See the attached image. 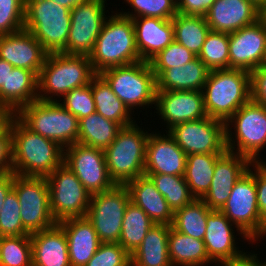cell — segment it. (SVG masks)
<instances>
[{"instance_id": "cell-1", "label": "cell", "mask_w": 266, "mask_h": 266, "mask_svg": "<svg viewBox=\"0 0 266 266\" xmlns=\"http://www.w3.org/2000/svg\"><path fill=\"white\" fill-rule=\"evenodd\" d=\"M13 173L47 177L64 160V148L29 129L16 115L11 119Z\"/></svg>"}, {"instance_id": "cell-2", "label": "cell", "mask_w": 266, "mask_h": 266, "mask_svg": "<svg viewBox=\"0 0 266 266\" xmlns=\"http://www.w3.org/2000/svg\"><path fill=\"white\" fill-rule=\"evenodd\" d=\"M109 17V18H108ZM89 55L96 74L141 61L132 19L121 13L108 16Z\"/></svg>"}, {"instance_id": "cell-3", "label": "cell", "mask_w": 266, "mask_h": 266, "mask_svg": "<svg viewBox=\"0 0 266 266\" xmlns=\"http://www.w3.org/2000/svg\"><path fill=\"white\" fill-rule=\"evenodd\" d=\"M95 75L89 56L64 53L47 54L38 75V99L59 101L55 96L63 97L75 88L90 84Z\"/></svg>"}, {"instance_id": "cell-4", "label": "cell", "mask_w": 266, "mask_h": 266, "mask_svg": "<svg viewBox=\"0 0 266 266\" xmlns=\"http://www.w3.org/2000/svg\"><path fill=\"white\" fill-rule=\"evenodd\" d=\"M202 93L207 115L226 122L251 99L250 72L241 69L209 71Z\"/></svg>"}, {"instance_id": "cell-5", "label": "cell", "mask_w": 266, "mask_h": 266, "mask_svg": "<svg viewBox=\"0 0 266 266\" xmlns=\"http://www.w3.org/2000/svg\"><path fill=\"white\" fill-rule=\"evenodd\" d=\"M148 131L137 124L122 127L115 140L104 149L108 175L115 185H126L144 175Z\"/></svg>"}, {"instance_id": "cell-6", "label": "cell", "mask_w": 266, "mask_h": 266, "mask_svg": "<svg viewBox=\"0 0 266 266\" xmlns=\"http://www.w3.org/2000/svg\"><path fill=\"white\" fill-rule=\"evenodd\" d=\"M70 26L69 8L52 0H25L24 29L48 54L62 53L66 49Z\"/></svg>"}, {"instance_id": "cell-7", "label": "cell", "mask_w": 266, "mask_h": 266, "mask_svg": "<svg viewBox=\"0 0 266 266\" xmlns=\"http://www.w3.org/2000/svg\"><path fill=\"white\" fill-rule=\"evenodd\" d=\"M59 101L37 99L23 106L15 115L32 131L57 142L62 148L77 143L78 118Z\"/></svg>"}, {"instance_id": "cell-8", "label": "cell", "mask_w": 266, "mask_h": 266, "mask_svg": "<svg viewBox=\"0 0 266 266\" xmlns=\"http://www.w3.org/2000/svg\"><path fill=\"white\" fill-rule=\"evenodd\" d=\"M100 75L130 112L136 107L156 104L157 82L149 62L112 67Z\"/></svg>"}, {"instance_id": "cell-9", "label": "cell", "mask_w": 266, "mask_h": 266, "mask_svg": "<svg viewBox=\"0 0 266 266\" xmlns=\"http://www.w3.org/2000/svg\"><path fill=\"white\" fill-rule=\"evenodd\" d=\"M229 123L234 126V137ZM225 124L227 151L243 155L252 162L260 161L258 155L263 147L266 148V107L250 99Z\"/></svg>"}, {"instance_id": "cell-10", "label": "cell", "mask_w": 266, "mask_h": 266, "mask_svg": "<svg viewBox=\"0 0 266 266\" xmlns=\"http://www.w3.org/2000/svg\"><path fill=\"white\" fill-rule=\"evenodd\" d=\"M51 213L58 223L68 218L86 217L91 194L64 163L46 177Z\"/></svg>"}, {"instance_id": "cell-11", "label": "cell", "mask_w": 266, "mask_h": 266, "mask_svg": "<svg viewBox=\"0 0 266 266\" xmlns=\"http://www.w3.org/2000/svg\"><path fill=\"white\" fill-rule=\"evenodd\" d=\"M252 167L235 183L230 197L220 209L251 242L262 238V219L258 210L255 184V162Z\"/></svg>"}, {"instance_id": "cell-12", "label": "cell", "mask_w": 266, "mask_h": 266, "mask_svg": "<svg viewBox=\"0 0 266 266\" xmlns=\"http://www.w3.org/2000/svg\"><path fill=\"white\" fill-rule=\"evenodd\" d=\"M21 206L23 227L30 233L48 229L57 222L51 209L46 177L14 174L13 188Z\"/></svg>"}, {"instance_id": "cell-13", "label": "cell", "mask_w": 266, "mask_h": 266, "mask_svg": "<svg viewBox=\"0 0 266 266\" xmlns=\"http://www.w3.org/2000/svg\"><path fill=\"white\" fill-rule=\"evenodd\" d=\"M125 185L91 195L86 218L92 223L101 243H118L125 210L130 202Z\"/></svg>"}, {"instance_id": "cell-14", "label": "cell", "mask_w": 266, "mask_h": 266, "mask_svg": "<svg viewBox=\"0 0 266 266\" xmlns=\"http://www.w3.org/2000/svg\"><path fill=\"white\" fill-rule=\"evenodd\" d=\"M166 132L186 155L227 151L225 122L209 116L175 125Z\"/></svg>"}, {"instance_id": "cell-15", "label": "cell", "mask_w": 266, "mask_h": 266, "mask_svg": "<svg viewBox=\"0 0 266 266\" xmlns=\"http://www.w3.org/2000/svg\"><path fill=\"white\" fill-rule=\"evenodd\" d=\"M106 0H86L70 10L71 26L66 49L71 55L89 56L107 19Z\"/></svg>"}, {"instance_id": "cell-16", "label": "cell", "mask_w": 266, "mask_h": 266, "mask_svg": "<svg viewBox=\"0 0 266 266\" xmlns=\"http://www.w3.org/2000/svg\"><path fill=\"white\" fill-rule=\"evenodd\" d=\"M63 163L91 194L111 190L115 184L108 175L104 150L79 143L64 148Z\"/></svg>"}, {"instance_id": "cell-17", "label": "cell", "mask_w": 266, "mask_h": 266, "mask_svg": "<svg viewBox=\"0 0 266 266\" xmlns=\"http://www.w3.org/2000/svg\"><path fill=\"white\" fill-rule=\"evenodd\" d=\"M232 224L220 210H212L207 216V229L203 241L209 259L218 266H234L251 256L236 247L234 227L245 240H251Z\"/></svg>"}, {"instance_id": "cell-18", "label": "cell", "mask_w": 266, "mask_h": 266, "mask_svg": "<svg viewBox=\"0 0 266 266\" xmlns=\"http://www.w3.org/2000/svg\"><path fill=\"white\" fill-rule=\"evenodd\" d=\"M265 54L266 20L263 17L229 34V69L251 73L261 66Z\"/></svg>"}, {"instance_id": "cell-19", "label": "cell", "mask_w": 266, "mask_h": 266, "mask_svg": "<svg viewBox=\"0 0 266 266\" xmlns=\"http://www.w3.org/2000/svg\"><path fill=\"white\" fill-rule=\"evenodd\" d=\"M156 110L167 128L207 117L202 91H156Z\"/></svg>"}, {"instance_id": "cell-20", "label": "cell", "mask_w": 266, "mask_h": 266, "mask_svg": "<svg viewBox=\"0 0 266 266\" xmlns=\"http://www.w3.org/2000/svg\"><path fill=\"white\" fill-rule=\"evenodd\" d=\"M252 161L226 151L215 164L208 192L201 198L211 210H220L230 197L235 183L249 170Z\"/></svg>"}, {"instance_id": "cell-21", "label": "cell", "mask_w": 266, "mask_h": 266, "mask_svg": "<svg viewBox=\"0 0 266 266\" xmlns=\"http://www.w3.org/2000/svg\"><path fill=\"white\" fill-rule=\"evenodd\" d=\"M149 133L146 143L144 174L184 176L187 155L168 132Z\"/></svg>"}, {"instance_id": "cell-22", "label": "cell", "mask_w": 266, "mask_h": 266, "mask_svg": "<svg viewBox=\"0 0 266 266\" xmlns=\"http://www.w3.org/2000/svg\"><path fill=\"white\" fill-rule=\"evenodd\" d=\"M47 54L42 44L25 29L0 35V59L13 67L28 69L39 75Z\"/></svg>"}, {"instance_id": "cell-23", "label": "cell", "mask_w": 266, "mask_h": 266, "mask_svg": "<svg viewBox=\"0 0 266 266\" xmlns=\"http://www.w3.org/2000/svg\"><path fill=\"white\" fill-rule=\"evenodd\" d=\"M204 17L210 30L231 34L255 23L262 11L249 0H216Z\"/></svg>"}, {"instance_id": "cell-24", "label": "cell", "mask_w": 266, "mask_h": 266, "mask_svg": "<svg viewBox=\"0 0 266 266\" xmlns=\"http://www.w3.org/2000/svg\"><path fill=\"white\" fill-rule=\"evenodd\" d=\"M132 22L141 61L149 62L174 41V27L171 19L138 17L133 18Z\"/></svg>"}, {"instance_id": "cell-25", "label": "cell", "mask_w": 266, "mask_h": 266, "mask_svg": "<svg viewBox=\"0 0 266 266\" xmlns=\"http://www.w3.org/2000/svg\"><path fill=\"white\" fill-rule=\"evenodd\" d=\"M58 224L66 234L70 265L85 266L101 244L92 223L86 217H77Z\"/></svg>"}, {"instance_id": "cell-26", "label": "cell", "mask_w": 266, "mask_h": 266, "mask_svg": "<svg viewBox=\"0 0 266 266\" xmlns=\"http://www.w3.org/2000/svg\"><path fill=\"white\" fill-rule=\"evenodd\" d=\"M30 235L32 266H71L66 234L58 223Z\"/></svg>"}, {"instance_id": "cell-27", "label": "cell", "mask_w": 266, "mask_h": 266, "mask_svg": "<svg viewBox=\"0 0 266 266\" xmlns=\"http://www.w3.org/2000/svg\"><path fill=\"white\" fill-rule=\"evenodd\" d=\"M125 186L131 202L139 206L155 224H172L174 212L149 176H139Z\"/></svg>"}, {"instance_id": "cell-28", "label": "cell", "mask_w": 266, "mask_h": 266, "mask_svg": "<svg viewBox=\"0 0 266 266\" xmlns=\"http://www.w3.org/2000/svg\"><path fill=\"white\" fill-rule=\"evenodd\" d=\"M209 69L196 57L182 67L165 69L157 78V91H202Z\"/></svg>"}, {"instance_id": "cell-29", "label": "cell", "mask_w": 266, "mask_h": 266, "mask_svg": "<svg viewBox=\"0 0 266 266\" xmlns=\"http://www.w3.org/2000/svg\"><path fill=\"white\" fill-rule=\"evenodd\" d=\"M171 225L155 224L131 254V266H172L168 255Z\"/></svg>"}, {"instance_id": "cell-30", "label": "cell", "mask_w": 266, "mask_h": 266, "mask_svg": "<svg viewBox=\"0 0 266 266\" xmlns=\"http://www.w3.org/2000/svg\"><path fill=\"white\" fill-rule=\"evenodd\" d=\"M168 255L172 266H204L212 263L203 240L195 239L170 227Z\"/></svg>"}, {"instance_id": "cell-31", "label": "cell", "mask_w": 266, "mask_h": 266, "mask_svg": "<svg viewBox=\"0 0 266 266\" xmlns=\"http://www.w3.org/2000/svg\"><path fill=\"white\" fill-rule=\"evenodd\" d=\"M91 89L97 113L118 123L121 127L130 126L136 122H133V117L130 115L132 113L100 74H96L92 78Z\"/></svg>"}, {"instance_id": "cell-32", "label": "cell", "mask_w": 266, "mask_h": 266, "mask_svg": "<svg viewBox=\"0 0 266 266\" xmlns=\"http://www.w3.org/2000/svg\"><path fill=\"white\" fill-rule=\"evenodd\" d=\"M224 153H197L187 155L184 179L191 194L201 199L209 190L216 161Z\"/></svg>"}, {"instance_id": "cell-33", "label": "cell", "mask_w": 266, "mask_h": 266, "mask_svg": "<svg viewBox=\"0 0 266 266\" xmlns=\"http://www.w3.org/2000/svg\"><path fill=\"white\" fill-rule=\"evenodd\" d=\"M38 99V75L14 67L7 78V108L16 114L23 106Z\"/></svg>"}, {"instance_id": "cell-34", "label": "cell", "mask_w": 266, "mask_h": 266, "mask_svg": "<svg viewBox=\"0 0 266 266\" xmlns=\"http://www.w3.org/2000/svg\"><path fill=\"white\" fill-rule=\"evenodd\" d=\"M121 128L118 123L94 112L79 119L77 143L104 150L115 140Z\"/></svg>"}, {"instance_id": "cell-35", "label": "cell", "mask_w": 266, "mask_h": 266, "mask_svg": "<svg viewBox=\"0 0 266 266\" xmlns=\"http://www.w3.org/2000/svg\"><path fill=\"white\" fill-rule=\"evenodd\" d=\"M171 20L174 40L198 56L210 31L205 17L177 13Z\"/></svg>"}, {"instance_id": "cell-36", "label": "cell", "mask_w": 266, "mask_h": 266, "mask_svg": "<svg viewBox=\"0 0 266 266\" xmlns=\"http://www.w3.org/2000/svg\"><path fill=\"white\" fill-rule=\"evenodd\" d=\"M122 223L118 243L131 255L155 223L139 206L131 201L125 210Z\"/></svg>"}, {"instance_id": "cell-37", "label": "cell", "mask_w": 266, "mask_h": 266, "mask_svg": "<svg viewBox=\"0 0 266 266\" xmlns=\"http://www.w3.org/2000/svg\"><path fill=\"white\" fill-rule=\"evenodd\" d=\"M212 210L202 199L174 211L171 227L195 239L203 240L207 229V216Z\"/></svg>"}, {"instance_id": "cell-38", "label": "cell", "mask_w": 266, "mask_h": 266, "mask_svg": "<svg viewBox=\"0 0 266 266\" xmlns=\"http://www.w3.org/2000/svg\"><path fill=\"white\" fill-rule=\"evenodd\" d=\"M144 175L149 176L155 183L157 190L165 197L173 212L183 208L195 199L184 176L166 174Z\"/></svg>"}, {"instance_id": "cell-39", "label": "cell", "mask_w": 266, "mask_h": 266, "mask_svg": "<svg viewBox=\"0 0 266 266\" xmlns=\"http://www.w3.org/2000/svg\"><path fill=\"white\" fill-rule=\"evenodd\" d=\"M197 57L210 71L229 69V34L210 30Z\"/></svg>"}, {"instance_id": "cell-40", "label": "cell", "mask_w": 266, "mask_h": 266, "mask_svg": "<svg viewBox=\"0 0 266 266\" xmlns=\"http://www.w3.org/2000/svg\"><path fill=\"white\" fill-rule=\"evenodd\" d=\"M0 266H32L30 234L0 237Z\"/></svg>"}, {"instance_id": "cell-41", "label": "cell", "mask_w": 266, "mask_h": 266, "mask_svg": "<svg viewBox=\"0 0 266 266\" xmlns=\"http://www.w3.org/2000/svg\"><path fill=\"white\" fill-rule=\"evenodd\" d=\"M19 204L16 192L11 189L6 195L3 207L0 211V237H12L29 235L23 227Z\"/></svg>"}, {"instance_id": "cell-42", "label": "cell", "mask_w": 266, "mask_h": 266, "mask_svg": "<svg viewBox=\"0 0 266 266\" xmlns=\"http://www.w3.org/2000/svg\"><path fill=\"white\" fill-rule=\"evenodd\" d=\"M196 57L197 55L174 40L170 45L152 58L149 63L157 78L165 69L182 67Z\"/></svg>"}, {"instance_id": "cell-43", "label": "cell", "mask_w": 266, "mask_h": 266, "mask_svg": "<svg viewBox=\"0 0 266 266\" xmlns=\"http://www.w3.org/2000/svg\"><path fill=\"white\" fill-rule=\"evenodd\" d=\"M125 2L130 4L135 14L129 11L120 13L131 19L138 17L172 19L178 13L175 0H126Z\"/></svg>"}, {"instance_id": "cell-44", "label": "cell", "mask_w": 266, "mask_h": 266, "mask_svg": "<svg viewBox=\"0 0 266 266\" xmlns=\"http://www.w3.org/2000/svg\"><path fill=\"white\" fill-rule=\"evenodd\" d=\"M25 0H0V35L24 29Z\"/></svg>"}, {"instance_id": "cell-45", "label": "cell", "mask_w": 266, "mask_h": 266, "mask_svg": "<svg viewBox=\"0 0 266 266\" xmlns=\"http://www.w3.org/2000/svg\"><path fill=\"white\" fill-rule=\"evenodd\" d=\"M65 109L75 115L78 120L96 112L91 89V82L80 88H75L63 96L60 103Z\"/></svg>"}, {"instance_id": "cell-46", "label": "cell", "mask_w": 266, "mask_h": 266, "mask_svg": "<svg viewBox=\"0 0 266 266\" xmlns=\"http://www.w3.org/2000/svg\"><path fill=\"white\" fill-rule=\"evenodd\" d=\"M85 266H131V255L119 243H101Z\"/></svg>"}, {"instance_id": "cell-47", "label": "cell", "mask_w": 266, "mask_h": 266, "mask_svg": "<svg viewBox=\"0 0 266 266\" xmlns=\"http://www.w3.org/2000/svg\"><path fill=\"white\" fill-rule=\"evenodd\" d=\"M255 184L258 210L262 219V238L266 237V162H255Z\"/></svg>"}, {"instance_id": "cell-48", "label": "cell", "mask_w": 266, "mask_h": 266, "mask_svg": "<svg viewBox=\"0 0 266 266\" xmlns=\"http://www.w3.org/2000/svg\"><path fill=\"white\" fill-rule=\"evenodd\" d=\"M8 172H13L11 121L0 133V174Z\"/></svg>"}, {"instance_id": "cell-49", "label": "cell", "mask_w": 266, "mask_h": 266, "mask_svg": "<svg viewBox=\"0 0 266 266\" xmlns=\"http://www.w3.org/2000/svg\"><path fill=\"white\" fill-rule=\"evenodd\" d=\"M251 100L266 107V70L261 67L250 73Z\"/></svg>"}, {"instance_id": "cell-50", "label": "cell", "mask_w": 266, "mask_h": 266, "mask_svg": "<svg viewBox=\"0 0 266 266\" xmlns=\"http://www.w3.org/2000/svg\"><path fill=\"white\" fill-rule=\"evenodd\" d=\"M216 0H178L177 12L184 15L205 16Z\"/></svg>"}, {"instance_id": "cell-51", "label": "cell", "mask_w": 266, "mask_h": 266, "mask_svg": "<svg viewBox=\"0 0 266 266\" xmlns=\"http://www.w3.org/2000/svg\"><path fill=\"white\" fill-rule=\"evenodd\" d=\"M13 68L10 63L0 59V106L7 107V78Z\"/></svg>"}, {"instance_id": "cell-52", "label": "cell", "mask_w": 266, "mask_h": 266, "mask_svg": "<svg viewBox=\"0 0 266 266\" xmlns=\"http://www.w3.org/2000/svg\"><path fill=\"white\" fill-rule=\"evenodd\" d=\"M13 181H14L13 172L0 174V211L3 207L6 195L13 188Z\"/></svg>"}, {"instance_id": "cell-53", "label": "cell", "mask_w": 266, "mask_h": 266, "mask_svg": "<svg viewBox=\"0 0 266 266\" xmlns=\"http://www.w3.org/2000/svg\"><path fill=\"white\" fill-rule=\"evenodd\" d=\"M14 115L9 108L0 106V133L10 124Z\"/></svg>"}, {"instance_id": "cell-54", "label": "cell", "mask_w": 266, "mask_h": 266, "mask_svg": "<svg viewBox=\"0 0 266 266\" xmlns=\"http://www.w3.org/2000/svg\"><path fill=\"white\" fill-rule=\"evenodd\" d=\"M234 266H264V265L262 264V260L260 262V260L257 259V254L252 253L248 259Z\"/></svg>"}, {"instance_id": "cell-55", "label": "cell", "mask_w": 266, "mask_h": 266, "mask_svg": "<svg viewBox=\"0 0 266 266\" xmlns=\"http://www.w3.org/2000/svg\"><path fill=\"white\" fill-rule=\"evenodd\" d=\"M52 1L71 10L72 8L76 7L81 2H84L86 0H52Z\"/></svg>"}, {"instance_id": "cell-56", "label": "cell", "mask_w": 266, "mask_h": 266, "mask_svg": "<svg viewBox=\"0 0 266 266\" xmlns=\"http://www.w3.org/2000/svg\"><path fill=\"white\" fill-rule=\"evenodd\" d=\"M261 11L266 7V0H249Z\"/></svg>"}, {"instance_id": "cell-57", "label": "cell", "mask_w": 266, "mask_h": 266, "mask_svg": "<svg viewBox=\"0 0 266 266\" xmlns=\"http://www.w3.org/2000/svg\"><path fill=\"white\" fill-rule=\"evenodd\" d=\"M260 67H261L262 69H265V70H266V54H265V56H264L263 62H262V64H261Z\"/></svg>"}, {"instance_id": "cell-58", "label": "cell", "mask_w": 266, "mask_h": 266, "mask_svg": "<svg viewBox=\"0 0 266 266\" xmlns=\"http://www.w3.org/2000/svg\"><path fill=\"white\" fill-rule=\"evenodd\" d=\"M262 17L266 20V7L262 10Z\"/></svg>"}]
</instances>
